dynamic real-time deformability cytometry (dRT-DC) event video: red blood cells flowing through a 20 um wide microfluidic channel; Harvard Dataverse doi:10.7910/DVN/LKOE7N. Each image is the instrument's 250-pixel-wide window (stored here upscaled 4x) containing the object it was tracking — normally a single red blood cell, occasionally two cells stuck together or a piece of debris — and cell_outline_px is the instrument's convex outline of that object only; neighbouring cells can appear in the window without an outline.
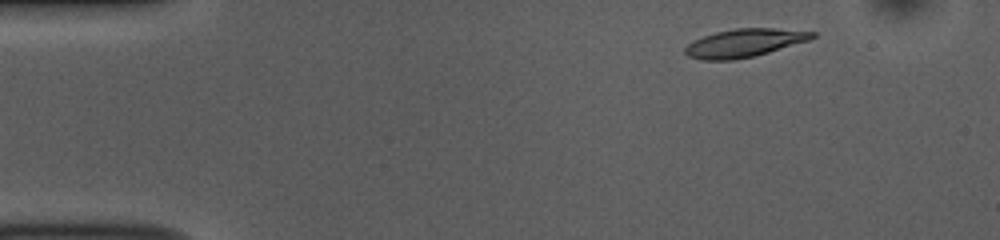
{"species": "common noctule bat (a hibernating species)", "species_latin": "Nyctalus noctula", "temperature_condition": "room temperature", "stored_images_in_passage": 50, "camera_frame_rate_fps": 3000, "um_per_image_px": 0.085, "animal": {"sex": "female", "body_mass_g": 10.0, "forearm_length_mm": 53.1}, "frame": {"image": 1, "passage_image": 4, "time_ms": 1.0, "image_size_px": [1000, 240], "cell_outline_px": [[816, 36], [808, 40], [768, 52], [752, 56], [732, 60], [700, 60], [688, 56], [684, 52], [684, 48], [692, 40], [716, 32], [736, 28], [772, 28], [816, 32]], "centroid_in_image_um": [63.22, 3.65], "position_along_channel_um": 21.8, "area_um2": 20.63}}
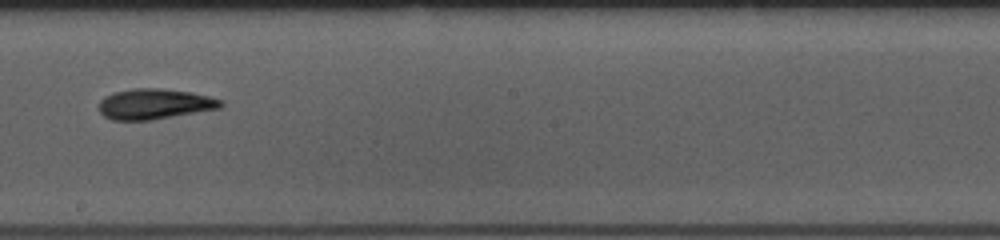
{"frame": {"image": 2, "passage_image": 27, "time_ms": 8.667, "image_size_px": [1000, 240], "cell_outline_px": [[224, 104], [220, 108], [152, 120], [112, 120], [104, 116], [100, 112], [100, 100], [104, 96], [112, 92], [132, 88], [160, 88], [192, 92], [224, 100]], "centroid_in_image_um": [13.14, 8.83], "position_along_channel_um": 235.1, "area_um2": 21.79}}
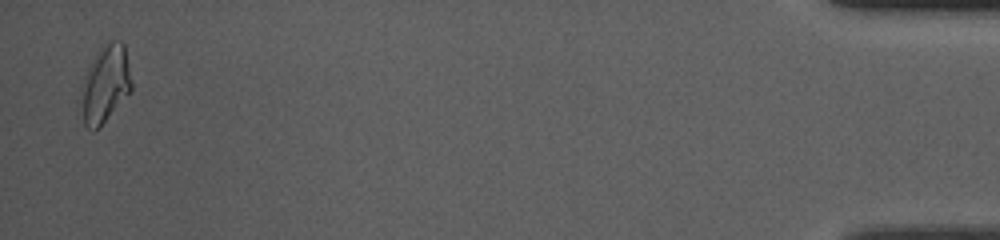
{"frame": {"image": 3, "passage_image": 49, "time_ms": 16.0, "image_size_px": [1000, 240], "cell_outline_px": [[132, 88], [100, 128], [92, 132], [84, 124], [80, 92], [80, 84], [88, 64], [104, 40], [120, 40], [124, 44], [132, 84]], "centroid_in_image_um": [8.9, 7.1], "position_along_channel_um": 426.3, "area_um2": 23.18}, "authors_computed_cell_mechanics": {"area_um2": 20.8658, "velocity_mm_per_s": 3.7952, "shape_relaxation_time_tau1_ms": 3.1492, "shape_relaxation_time_tau2_ms": 3.9325, "deformation_change_tau1": 0.1381, "deformation_change_tau2": 0.126}}